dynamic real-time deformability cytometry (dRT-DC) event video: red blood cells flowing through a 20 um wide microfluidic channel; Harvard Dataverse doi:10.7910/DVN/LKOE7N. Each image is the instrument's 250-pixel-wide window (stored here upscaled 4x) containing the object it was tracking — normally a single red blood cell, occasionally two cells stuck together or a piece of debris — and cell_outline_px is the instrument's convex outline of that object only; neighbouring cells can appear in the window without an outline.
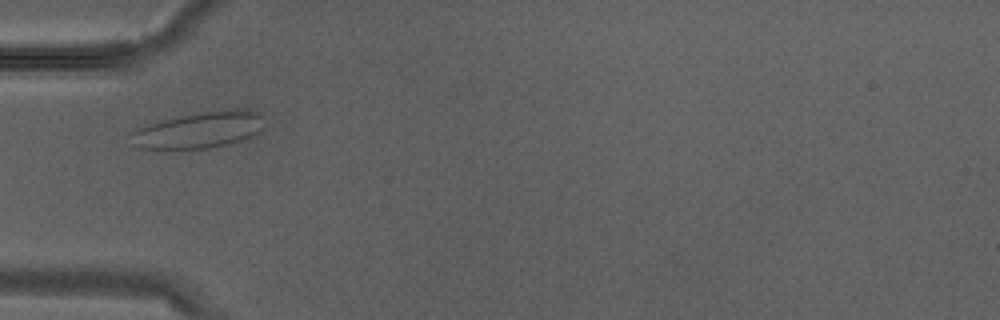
{"species": "Egyptian fruit bat (a non-hibernating species)", "species_latin": "Rousettus aegyptiacus", "temperature_condition": "warm", "stored_images_in_passage": 1, "camera_frame_rate_fps": 3000, "um_per_image_px": 0.085, "animal": {"sex": "male"}, "frame": {"image": 1, "passage_image": 1, "time_ms": 0.0, "image_size_px": [1000, 320], "cell_outline_px": [[264, 128], [252, 136], [228, 144], [208, 148], [140, 148], [132, 132], [148, 124], [164, 120], [200, 112], [260, 112], [264, 116]], "centroid_in_image_um": [17.0, 11.07], "position_along_channel_um": 68.0, "area_um2": 26.7}}